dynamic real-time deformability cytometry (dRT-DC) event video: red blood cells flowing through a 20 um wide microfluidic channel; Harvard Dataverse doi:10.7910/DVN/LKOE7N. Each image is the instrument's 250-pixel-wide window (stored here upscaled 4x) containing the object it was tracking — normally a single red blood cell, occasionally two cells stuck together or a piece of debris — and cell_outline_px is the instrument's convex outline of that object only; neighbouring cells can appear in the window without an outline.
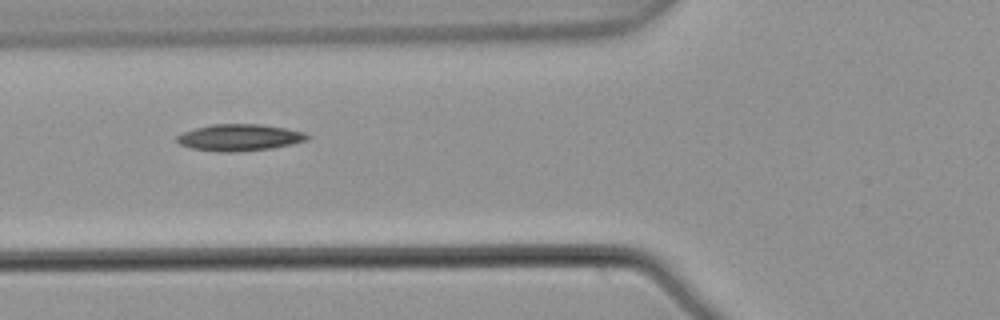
{"species": "common noctule bat (a hibernating species)", "species_latin": "Nyctalus noctula", "temperature_condition": "warm", "stored_images_in_passage": 5, "camera_frame_rate_fps": 3000, "um_per_image_px": 0.085, "animal": {"sex": "male", "body_mass_g": 21.5, "forearm_length_mm": 52.0}, "frame": {"image": 1, "passage_image": 3, "time_ms": 0.667, "image_size_px": [1000, 320], "cell_outline_px": [[312, 136], [308, 140], [272, 148], [236, 152], [220, 152], [192, 148], [180, 144], [176, 140], [176, 136], [184, 132], [196, 128], [212, 124], [260, 124], [284, 128], [304, 132]], "centroid_in_image_um": [20.37, 11.69], "position_along_channel_um": 105.4, "area_um2": 20.17}}
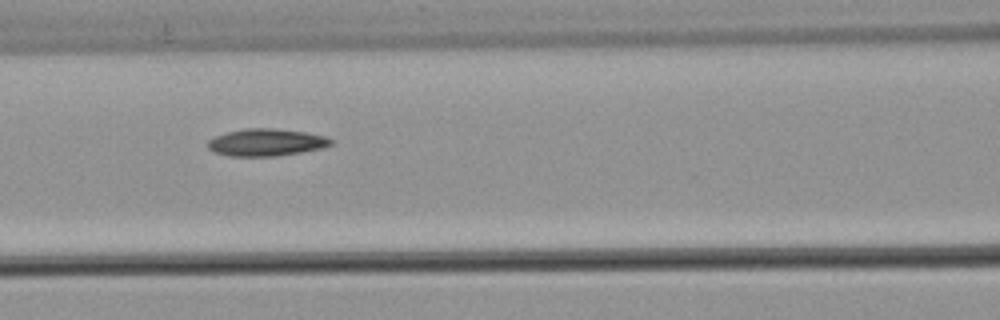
{"frame": {"image": 2, "passage_image": 4, "time_ms": 1.0, "image_size_px": [1000, 320], "cell_outline_px": [[336, 140], [332, 144], [324, 148], [276, 156], [228, 156], [216, 152], [208, 148], [208, 140], [216, 136], [228, 132], [244, 128], [272, 128], [308, 132], [324, 136]], "centroid_in_image_um": [22.68, 12.1], "position_along_channel_um": 143.9, "area_um2": 19.59}}
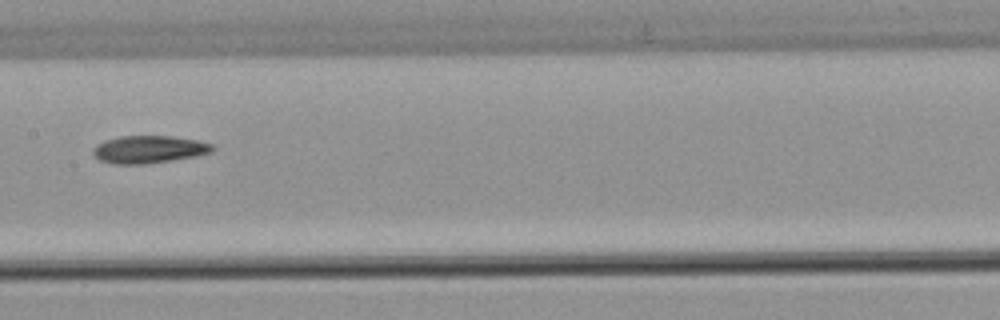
{"frame": {"image": 3, "passage_image": 5, "time_ms": 1.333, "image_size_px": [1000, 320], "cell_outline_px": [[216, 148], [212, 152], [196, 156], [172, 160], [144, 164], [112, 164], [100, 160], [92, 152], [92, 148], [96, 144], [104, 140], [120, 136], [172, 136], [196, 140], [212, 144]], "centroid_in_image_um": [12.64, 12.7], "position_along_channel_um": 194.8, "area_um2": 19.25}}